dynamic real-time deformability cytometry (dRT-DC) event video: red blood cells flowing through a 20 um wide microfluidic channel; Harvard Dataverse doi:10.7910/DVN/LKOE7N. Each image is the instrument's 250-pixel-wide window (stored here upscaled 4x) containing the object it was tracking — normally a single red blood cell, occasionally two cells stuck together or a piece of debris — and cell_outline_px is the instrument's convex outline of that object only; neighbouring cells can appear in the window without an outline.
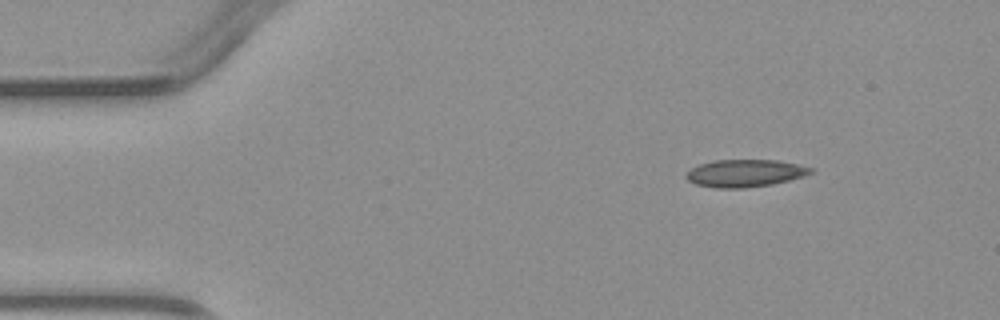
{"species": "common noctule bat (a hibernating species)", "species_latin": "Nyctalus noctula", "temperature_condition": "warm", "stored_images_in_passage": 5, "segment_of_instrument_passage": [2, 2], "camera_frame_rate_fps": 3000, "um_per_image_px": 0.085, "animal": {"sex": "male", "body_mass_g": 23.1, "forearm_length_mm": 52.7}, "frame": {"image": 1, "passage_image": 5, "time_ms": 4.667, "image_size_px": [1000, 320], "cell_outline_px": [[816, 172], [804, 176], [772, 184], [744, 188], [716, 188], [696, 184], [688, 180], [684, 176], [692, 168], [700, 164], [712, 160], [776, 160], [816, 168]], "centroid_in_image_um": [63.36, 14.72], "position_along_channel_um": 21.6, "area_um2": 19.94}}